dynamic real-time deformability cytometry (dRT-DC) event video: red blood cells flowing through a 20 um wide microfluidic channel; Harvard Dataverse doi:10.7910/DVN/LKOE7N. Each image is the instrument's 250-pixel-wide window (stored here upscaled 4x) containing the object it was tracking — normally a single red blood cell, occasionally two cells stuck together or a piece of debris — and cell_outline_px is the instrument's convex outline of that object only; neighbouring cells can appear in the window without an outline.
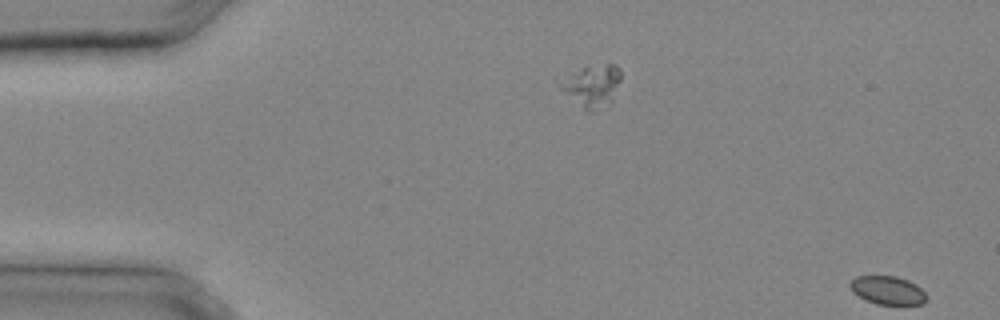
{"species": "common noctule bat (a hibernating species)", "species_latin": "Nyctalus noctula", "temperature_condition": "cold", "stored_images_in_passage": 5, "segment_of_instrument_passage": [2, 2], "camera_frame_rate_fps": 3000, "um_per_image_px": 0.085, "animal": {"sex": "male", "body_mass_g": 20.4}, "frame": {"image": 1, "passage_image": 5, "time_ms": 1.333, "image_size_px": [1000, 320], "cell_outline_px": [[928, 296], [924, 304], [876, 304], [852, 292], [848, 284], [856, 276], [896, 276], [908, 280], [916, 284]], "centroid_in_image_um": [75.46, 24.66], "position_along_channel_um": 9.5, "area_um2": 12.6}}